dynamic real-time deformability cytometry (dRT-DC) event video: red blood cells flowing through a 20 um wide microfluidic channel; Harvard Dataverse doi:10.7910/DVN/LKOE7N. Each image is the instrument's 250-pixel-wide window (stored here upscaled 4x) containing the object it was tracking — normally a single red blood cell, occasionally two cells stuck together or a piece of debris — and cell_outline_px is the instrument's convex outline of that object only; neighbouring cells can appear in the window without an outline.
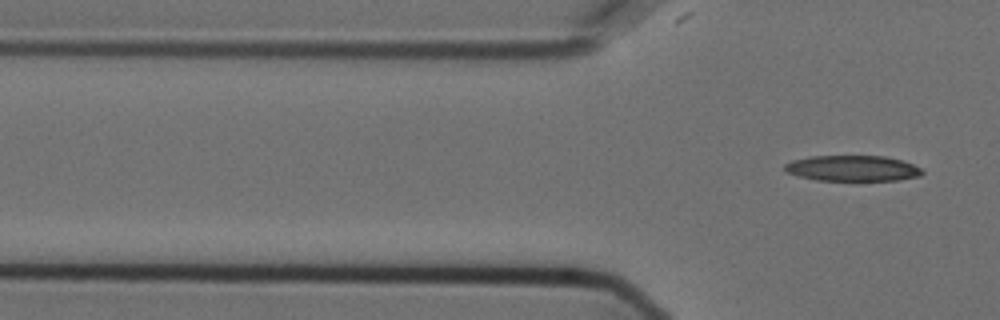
{"species": "Egyptian fruit bat (a non-hibernating species)", "species_latin": "Rousettus aegyptiacus", "temperature_condition": "cold", "stored_images_in_passage": 2, "camera_frame_rate_fps": 3000, "um_per_image_px": 0.085, "animal": {"sex": "female"}, "frame": {"image": 1, "passage_image": 2, "time_ms": 0.333, "image_size_px": [1000, 320], "cell_outline_px": [[924, 172], [920, 176], [896, 180], [816, 180], [800, 176], [788, 172], [784, 168], [784, 164], [792, 160], [812, 156], [884, 156], [904, 160], [920, 168]], "centroid_in_image_um": [72.48, 14.3], "position_along_channel_um": 53.3, "area_um2": 20.46}}